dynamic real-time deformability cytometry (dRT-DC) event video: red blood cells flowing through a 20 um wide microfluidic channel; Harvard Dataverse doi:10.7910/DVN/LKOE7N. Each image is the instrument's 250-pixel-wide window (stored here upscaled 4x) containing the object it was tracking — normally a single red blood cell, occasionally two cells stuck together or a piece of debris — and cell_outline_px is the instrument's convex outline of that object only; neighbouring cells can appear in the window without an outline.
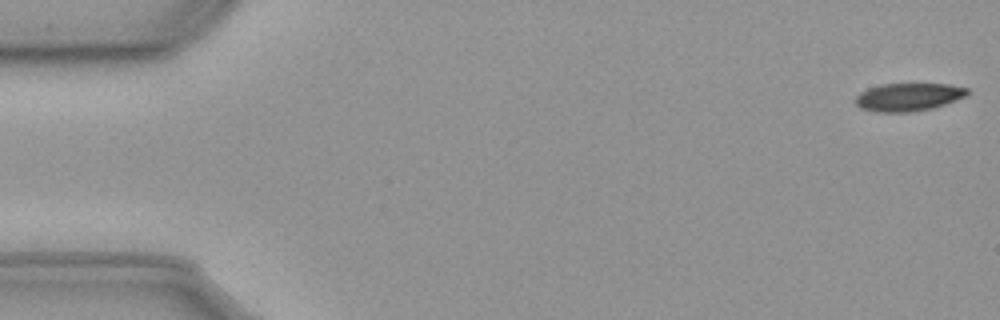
{"species": "common noctule bat (a hibernating species)", "species_latin": "Nyctalus noctula", "temperature_condition": "cold", "stored_images_in_passage": 9, "camera_frame_rate_fps": 3000, "um_per_image_px": 0.085, "animal": {"sex": "male", "body_mass_g": 23.1, "forearm_length_mm": 52.7}, "frame": {"image": 1, "passage_image": 1, "time_ms": 0.0, "image_size_px": [1000, 320], "cell_outline_px": [[968, 96], [932, 108], [908, 112], [880, 112], [860, 108], [856, 104], [856, 96], [860, 92], [868, 88], [880, 84], [948, 84], [968, 88]], "centroid_in_image_um": [77.22, 8.24], "position_along_channel_um": 7.8, "area_um2": 18.15}}